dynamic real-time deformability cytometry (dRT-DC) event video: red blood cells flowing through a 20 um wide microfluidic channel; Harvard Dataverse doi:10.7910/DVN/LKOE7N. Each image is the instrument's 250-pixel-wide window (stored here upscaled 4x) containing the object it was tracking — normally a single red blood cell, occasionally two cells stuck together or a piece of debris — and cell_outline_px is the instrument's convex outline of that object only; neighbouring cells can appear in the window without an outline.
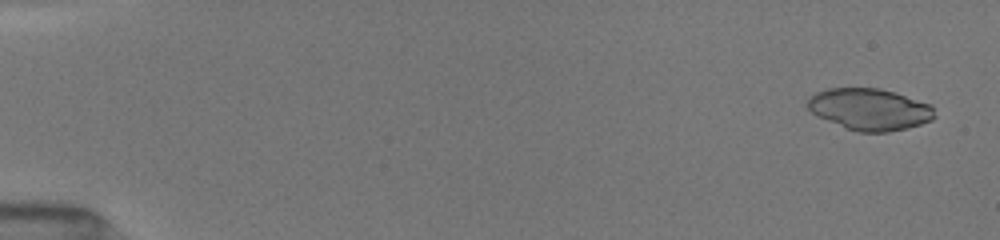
{"species": "common noctule bat (a hibernating species)", "species_latin": "Nyctalus noctula", "temperature_condition": "room temperature", "stored_images_in_passage": 16, "camera_frame_rate_fps": 3000, "um_per_image_px": 0.085, "animal": {"sex": "female", "body_mass_g": 19.5, "forearm_length_mm": 54.1}, "frame": {"image": 1, "passage_image": 3, "time_ms": 0.667, "image_size_px": [1000, 240], "cell_outline_px": [[936, 116], [932, 120], [908, 128], [888, 132], [856, 132], [816, 116], [808, 108], [808, 96], [816, 92], [828, 88], [880, 88], [896, 92], [932, 104]], "centroid_in_image_um": [73.94, 9.28], "position_along_channel_um": 11.1, "area_um2": 31.15}}